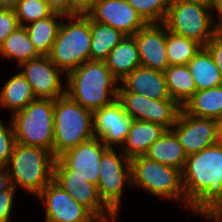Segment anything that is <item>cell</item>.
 <instances>
[{
    "label": "cell",
    "instance_id": "obj_1",
    "mask_svg": "<svg viewBox=\"0 0 222 222\" xmlns=\"http://www.w3.org/2000/svg\"><path fill=\"white\" fill-rule=\"evenodd\" d=\"M181 173L186 210L222 206V141L187 156Z\"/></svg>",
    "mask_w": 222,
    "mask_h": 222
},
{
    "label": "cell",
    "instance_id": "obj_2",
    "mask_svg": "<svg viewBox=\"0 0 222 222\" xmlns=\"http://www.w3.org/2000/svg\"><path fill=\"white\" fill-rule=\"evenodd\" d=\"M65 81L66 94L92 112L118 97L119 81L103 61L84 62L66 74Z\"/></svg>",
    "mask_w": 222,
    "mask_h": 222
},
{
    "label": "cell",
    "instance_id": "obj_3",
    "mask_svg": "<svg viewBox=\"0 0 222 222\" xmlns=\"http://www.w3.org/2000/svg\"><path fill=\"white\" fill-rule=\"evenodd\" d=\"M90 47L91 18L87 14L67 15L63 17L48 56L68 74L90 60Z\"/></svg>",
    "mask_w": 222,
    "mask_h": 222
},
{
    "label": "cell",
    "instance_id": "obj_4",
    "mask_svg": "<svg viewBox=\"0 0 222 222\" xmlns=\"http://www.w3.org/2000/svg\"><path fill=\"white\" fill-rule=\"evenodd\" d=\"M54 162L51 151L16 142L6 168L17 190L36 197L53 180Z\"/></svg>",
    "mask_w": 222,
    "mask_h": 222
},
{
    "label": "cell",
    "instance_id": "obj_5",
    "mask_svg": "<svg viewBox=\"0 0 222 222\" xmlns=\"http://www.w3.org/2000/svg\"><path fill=\"white\" fill-rule=\"evenodd\" d=\"M94 137L93 112L83 108L67 94L54 100L53 156Z\"/></svg>",
    "mask_w": 222,
    "mask_h": 222
},
{
    "label": "cell",
    "instance_id": "obj_6",
    "mask_svg": "<svg viewBox=\"0 0 222 222\" xmlns=\"http://www.w3.org/2000/svg\"><path fill=\"white\" fill-rule=\"evenodd\" d=\"M130 165L132 188H141L155 198L174 201L186 208L179 169L150 160L145 155L131 158Z\"/></svg>",
    "mask_w": 222,
    "mask_h": 222
},
{
    "label": "cell",
    "instance_id": "obj_7",
    "mask_svg": "<svg viewBox=\"0 0 222 222\" xmlns=\"http://www.w3.org/2000/svg\"><path fill=\"white\" fill-rule=\"evenodd\" d=\"M10 119L17 143L41 147L53 154L54 100L36 99Z\"/></svg>",
    "mask_w": 222,
    "mask_h": 222
},
{
    "label": "cell",
    "instance_id": "obj_8",
    "mask_svg": "<svg viewBox=\"0 0 222 222\" xmlns=\"http://www.w3.org/2000/svg\"><path fill=\"white\" fill-rule=\"evenodd\" d=\"M163 24L168 31L202 47L218 31L210 6L181 0H170Z\"/></svg>",
    "mask_w": 222,
    "mask_h": 222
},
{
    "label": "cell",
    "instance_id": "obj_9",
    "mask_svg": "<svg viewBox=\"0 0 222 222\" xmlns=\"http://www.w3.org/2000/svg\"><path fill=\"white\" fill-rule=\"evenodd\" d=\"M117 148H108L100 159L98 192L103 202L119 216L124 187L131 184L130 159ZM118 152V153H117Z\"/></svg>",
    "mask_w": 222,
    "mask_h": 222
},
{
    "label": "cell",
    "instance_id": "obj_10",
    "mask_svg": "<svg viewBox=\"0 0 222 222\" xmlns=\"http://www.w3.org/2000/svg\"><path fill=\"white\" fill-rule=\"evenodd\" d=\"M53 181L75 201L86 207L100 222H116L118 217L100 198L96 185L70 169L59 157L55 158Z\"/></svg>",
    "mask_w": 222,
    "mask_h": 222
},
{
    "label": "cell",
    "instance_id": "obj_11",
    "mask_svg": "<svg viewBox=\"0 0 222 222\" xmlns=\"http://www.w3.org/2000/svg\"><path fill=\"white\" fill-rule=\"evenodd\" d=\"M117 99L133 119L161 124L172 129L181 106L174 99H151L134 92H118Z\"/></svg>",
    "mask_w": 222,
    "mask_h": 222
},
{
    "label": "cell",
    "instance_id": "obj_12",
    "mask_svg": "<svg viewBox=\"0 0 222 222\" xmlns=\"http://www.w3.org/2000/svg\"><path fill=\"white\" fill-rule=\"evenodd\" d=\"M172 130L187 156L198 153L220 141V121L192 116L182 108Z\"/></svg>",
    "mask_w": 222,
    "mask_h": 222
},
{
    "label": "cell",
    "instance_id": "obj_13",
    "mask_svg": "<svg viewBox=\"0 0 222 222\" xmlns=\"http://www.w3.org/2000/svg\"><path fill=\"white\" fill-rule=\"evenodd\" d=\"M18 69L32 87L36 99L55 100L66 94L62 77L66 74L59 69L48 55H41L22 63Z\"/></svg>",
    "mask_w": 222,
    "mask_h": 222
},
{
    "label": "cell",
    "instance_id": "obj_14",
    "mask_svg": "<svg viewBox=\"0 0 222 222\" xmlns=\"http://www.w3.org/2000/svg\"><path fill=\"white\" fill-rule=\"evenodd\" d=\"M36 198L45 207V222H100L53 180Z\"/></svg>",
    "mask_w": 222,
    "mask_h": 222
},
{
    "label": "cell",
    "instance_id": "obj_15",
    "mask_svg": "<svg viewBox=\"0 0 222 222\" xmlns=\"http://www.w3.org/2000/svg\"><path fill=\"white\" fill-rule=\"evenodd\" d=\"M132 120L124 111L122 103L115 99L111 104L93 111L94 137L100 139L108 148H121Z\"/></svg>",
    "mask_w": 222,
    "mask_h": 222
},
{
    "label": "cell",
    "instance_id": "obj_16",
    "mask_svg": "<svg viewBox=\"0 0 222 222\" xmlns=\"http://www.w3.org/2000/svg\"><path fill=\"white\" fill-rule=\"evenodd\" d=\"M86 14L124 35H134L147 24L127 0H98Z\"/></svg>",
    "mask_w": 222,
    "mask_h": 222
},
{
    "label": "cell",
    "instance_id": "obj_17",
    "mask_svg": "<svg viewBox=\"0 0 222 222\" xmlns=\"http://www.w3.org/2000/svg\"><path fill=\"white\" fill-rule=\"evenodd\" d=\"M107 149L100 139L93 137L69 149L59 158L72 169V175H79L97 186L100 159Z\"/></svg>",
    "mask_w": 222,
    "mask_h": 222
},
{
    "label": "cell",
    "instance_id": "obj_18",
    "mask_svg": "<svg viewBox=\"0 0 222 222\" xmlns=\"http://www.w3.org/2000/svg\"><path fill=\"white\" fill-rule=\"evenodd\" d=\"M135 37L141 66L164 72L169 66L166 51V26L147 23Z\"/></svg>",
    "mask_w": 222,
    "mask_h": 222
},
{
    "label": "cell",
    "instance_id": "obj_19",
    "mask_svg": "<svg viewBox=\"0 0 222 222\" xmlns=\"http://www.w3.org/2000/svg\"><path fill=\"white\" fill-rule=\"evenodd\" d=\"M118 92H134L151 99H171L164 72L139 66L119 82Z\"/></svg>",
    "mask_w": 222,
    "mask_h": 222
},
{
    "label": "cell",
    "instance_id": "obj_20",
    "mask_svg": "<svg viewBox=\"0 0 222 222\" xmlns=\"http://www.w3.org/2000/svg\"><path fill=\"white\" fill-rule=\"evenodd\" d=\"M167 130L154 122L132 120L129 133L120 150L129 158L145 155L150 146Z\"/></svg>",
    "mask_w": 222,
    "mask_h": 222
},
{
    "label": "cell",
    "instance_id": "obj_21",
    "mask_svg": "<svg viewBox=\"0 0 222 222\" xmlns=\"http://www.w3.org/2000/svg\"><path fill=\"white\" fill-rule=\"evenodd\" d=\"M104 62L119 82L135 68L141 66L135 37L125 35L111 50Z\"/></svg>",
    "mask_w": 222,
    "mask_h": 222
},
{
    "label": "cell",
    "instance_id": "obj_22",
    "mask_svg": "<svg viewBox=\"0 0 222 222\" xmlns=\"http://www.w3.org/2000/svg\"><path fill=\"white\" fill-rule=\"evenodd\" d=\"M150 160L179 169L185 166L187 155L172 129H167L145 154Z\"/></svg>",
    "mask_w": 222,
    "mask_h": 222
},
{
    "label": "cell",
    "instance_id": "obj_23",
    "mask_svg": "<svg viewBox=\"0 0 222 222\" xmlns=\"http://www.w3.org/2000/svg\"><path fill=\"white\" fill-rule=\"evenodd\" d=\"M182 109L198 118L222 121V85L196 91L184 103Z\"/></svg>",
    "mask_w": 222,
    "mask_h": 222
},
{
    "label": "cell",
    "instance_id": "obj_24",
    "mask_svg": "<svg viewBox=\"0 0 222 222\" xmlns=\"http://www.w3.org/2000/svg\"><path fill=\"white\" fill-rule=\"evenodd\" d=\"M36 100L32 87L19 71L4 83L0 90L1 110H9L12 115L25 108L30 102Z\"/></svg>",
    "mask_w": 222,
    "mask_h": 222
},
{
    "label": "cell",
    "instance_id": "obj_25",
    "mask_svg": "<svg viewBox=\"0 0 222 222\" xmlns=\"http://www.w3.org/2000/svg\"><path fill=\"white\" fill-rule=\"evenodd\" d=\"M187 66L197 91L222 85V74L205 47L199 49Z\"/></svg>",
    "mask_w": 222,
    "mask_h": 222
},
{
    "label": "cell",
    "instance_id": "obj_26",
    "mask_svg": "<svg viewBox=\"0 0 222 222\" xmlns=\"http://www.w3.org/2000/svg\"><path fill=\"white\" fill-rule=\"evenodd\" d=\"M64 16L53 12L50 16L25 26L31 42L40 55H49Z\"/></svg>",
    "mask_w": 222,
    "mask_h": 222
},
{
    "label": "cell",
    "instance_id": "obj_27",
    "mask_svg": "<svg viewBox=\"0 0 222 222\" xmlns=\"http://www.w3.org/2000/svg\"><path fill=\"white\" fill-rule=\"evenodd\" d=\"M0 56L2 59L8 58L17 62L19 67L22 63L40 57L25 26H19L12 32L0 46Z\"/></svg>",
    "mask_w": 222,
    "mask_h": 222
},
{
    "label": "cell",
    "instance_id": "obj_28",
    "mask_svg": "<svg viewBox=\"0 0 222 222\" xmlns=\"http://www.w3.org/2000/svg\"><path fill=\"white\" fill-rule=\"evenodd\" d=\"M166 85L171 96L181 107L197 91L187 65L168 66L164 71Z\"/></svg>",
    "mask_w": 222,
    "mask_h": 222
},
{
    "label": "cell",
    "instance_id": "obj_29",
    "mask_svg": "<svg viewBox=\"0 0 222 222\" xmlns=\"http://www.w3.org/2000/svg\"><path fill=\"white\" fill-rule=\"evenodd\" d=\"M124 36L121 31L91 19L90 60L104 62Z\"/></svg>",
    "mask_w": 222,
    "mask_h": 222
},
{
    "label": "cell",
    "instance_id": "obj_30",
    "mask_svg": "<svg viewBox=\"0 0 222 222\" xmlns=\"http://www.w3.org/2000/svg\"><path fill=\"white\" fill-rule=\"evenodd\" d=\"M201 47L196 41L176 35L166 28V51L169 66L187 65Z\"/></svg>",
    "mask_w": 222,
    "mask_h": 222
},
{
    "label": "cell",
    "instance_id": "obj_31",
    "mask_svg": "<svg viewBox=\"0 0 222 222\" xmlns=\"http://www.w3.org/2000/svg\"><path fill=\"white\" fill-rule=\"evenodd\" d=\"M14 10L20 26L44 19L54 12L44 0H20Z\"/></svg>",
    "mask_w": 222,
    "mask_h": 222
},
{
    "label": "cell",
    "instance_id": "obj_32",
    "mask_svg": "<svg viewBox=\"0 0 222 222\" xmlns=\"http://www.w3.org/2000/svg\"><path fill=\"white\" fill-rule=\"evenodd\" d=\"M146 23H163L170 0H127Z\"/></svg>",
    "mask_w": 222,
    "mask_h": 222
},
{
    "label": "cell",
    "instance_id": "obj_33",
    "mask_svg": "<svg viewBox=\"0 0 222 222\" xmlns=\"http://www.w3.org/2000/svg\"><path fill=\"white\" fill-rule=\"evenodd\" d=\"M16 140L12 124H6L0 117V167H6Z\"/></svg>",
    "mask_w": 222,
    "mask_h": 222
},
{
    "label": "cell",
    "instance_id": "obj_34",
    "mask_svg": "<svg viewBox=\"0 0 222 222\" xmlns=\"http://www.w3.org/2000/svg\"><path fill=\"white\" fill-rule=\"evenodd\" d=\"M19 26L20 25L14 9L0 8V46Z\"/></svg>",
    "mask_w": 222,
    "mask_h": 222
},
{
    "label": "cell",
    "instance_id": "obj_35",
    "mask_svg": "<svg viewBox=\"0 0 222 222\" xmlns=\"http://www.w3.org/2000/svg\"><path fill=\"white\" fill-rule=\"evenodd\" d=\"M16 187L0 192V222H11Z\"/></svg>",
    "mask_w": 222,
    "mask_h": 222
},
{
    "label": "cell",
    "instance_id": "obj_36",
    "mask_svg": "<svg viewBox=\"0 0 222 222\" xmlns=\"http://www.w3.org/2000/svg\"><path fill=\"white\" fill-rule=\"evenodd\" d=\"M222 74V31L218 30L204 46Z\"/></svg>",
    "mask_w": 222,
    "mask_h": 222
},
{
    "label": "cell",
    "instance_id": "obj_37",
    "mask_svg": "<svg viewBox=\"0 0 222 222\" xmlns=\"http://www.w3.org/2000/svg\"><path fill=\"white\" fill-rule=\"evenodd\" d=\"M196 215L204 217L211 222H222V206L221 207H206L194 212Z\"/></svg>",
    "mask_w": 222,
    "mask_h": 222
},
{
    "label": "cell",
    "instance_id": "obj_38",
    "mask_svg": "<svg viewBox=\"0 0 222 222\" xmlns=\"http://www.w3.org/2000/svg\"><path fill=\"white\" fill-rule=\"evenodd\" d=\"M49 7L54 11L65 16L72 15L71 0H44Z\"/></svg>",
    "mask_w": 222,
    "mask_h": 222
},
{
    "label": "cell",
    "instance_id": "obj_39",
    "mask_svg": "<svg viewBox=\"0 0 222 222\" xmlns=\"http://www.w3.org/2000/svg\"><path fill=\"white\" fill-rule=\"evenodd\" d=\"M98 0H71L72 15L86 14Z\"/></svg>",
    "mask_w": 222,
    "mask_h": 222
},
{
    "label": "cell",
    "instance_id": "obj_40",
    "mask_svg": "<svg viewBox=\"0 0 222 222\" xmlns=\"http://www.w3.org/2000/svg\"><path fill=\"white\" fill-rule=\"evenodd\" d=\"M12 178L6 167H0V192L9 190L13 187Z\"/></svg>",
    "mask_w": 222,
    "mask_h": 222
},
{
    "label": "cell",
    "instance_id": "obj_41",
    "mask_svg": "<svg viewBox=\"0 0 222 222\" xmlns=\"http://www.w3.org/2000/svg\"><path fill=\"white\" fill-rule=\"evenodd\" d=\"M211 9L217 28L220 30L222 28V0H213Z\"/></svg>",
    "mask_w": 222,
    "mask_h": 222
},
{
    "label": "cell",
    "instance_id": "obj_42",
    "mask_svg": "<svg viewBox=\"0 0 222 222\" xmlns=\"http://www.w3.org/2000/svg\"><path fill=\"white\" fill-rule=\"evenodd\" d=\"M20 0H0V8L15 9Z\"/></svg>",
    "mask_w": 222,
    "mask_h": 222
},
{
    "label": "cell",
    "instance_id": "obj_43",
    "mask_svg": "<svg viewBox=\"0 0 222 222\" xmlns=\"http://www.w3.org/2000/svg\"><path fill=\"white\" fill-rule=\"evenodd\" d=\"M181 1H188V2H194L199 3L207 6H212L213 0H181Z\"/></svg>",
    "mask_w": 222,
    "mask_h": 222
},
{
    "label": "cell",
    "instance_id": "obj_44",
    "mask_svg": "<svg viewBox=\"0 0 222 222\" xmlns=\"http://www.w3.org/2000/svg\"><path fill=\"white\" fill-rule=\"evenodd\" d=\"M220 141H222V121H220Z\"/></svg>",
    "mask_w": 222,
    "mask_h": 222
}]
</instances>
